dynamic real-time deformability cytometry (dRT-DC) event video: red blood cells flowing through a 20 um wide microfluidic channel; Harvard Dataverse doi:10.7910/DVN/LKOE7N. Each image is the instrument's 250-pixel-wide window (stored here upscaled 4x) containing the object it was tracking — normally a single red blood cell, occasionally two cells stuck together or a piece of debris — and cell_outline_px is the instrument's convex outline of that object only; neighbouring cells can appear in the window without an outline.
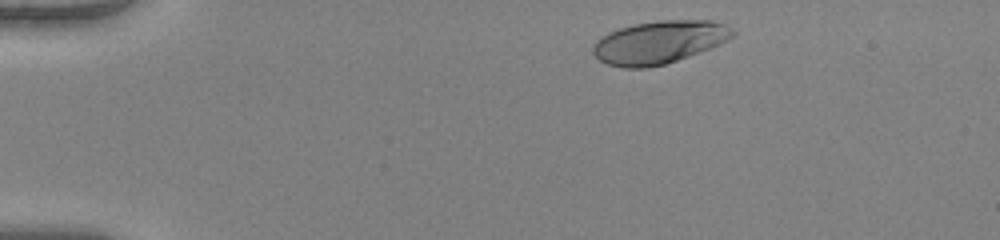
{"species": "human", "species_latin": "Homo sapiens", "temperature_condition": "warm", "stored_images_in_passage": 45, "camera_frame_rate_fps": 3000, "um_per_image_px": 0.085, "donor": {"sex": "female"}, "frame": {"image": 1, "passage_image": 3, "time_ms": 0.667, "image_size_px": [1000, 240], "cell_outline_px": [[736, 32], [728, 40], [712, 48], [664, 64], [648, 68], [624, 68], [608, 64], [600, 60], [592, 52], [592, 48], [596, 40], [608, 32], [632, 24], [660, 20], [712, 20], [724, 24], [732, 28]], "centroid_in_image_um": [56.03, 3.58], "position_along_channel_um": 29.0, "area_um2": 34.97}}
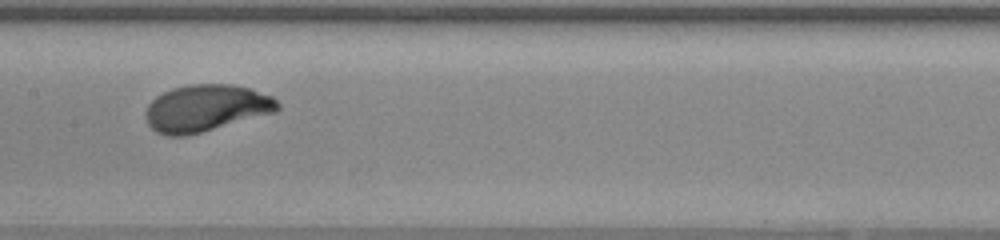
{"frame": {"image": 2, "passage_image": 21, "time_ms": 6.667, "image_size_px": [1000, 240], "cell_outline_px": [[280, 108], [276, 112], [200, 132], [184, 136], [164, 136], [156, 132], [148, 124], [144, 116], [144, 112], [148, 104], [156, 96], [172, 88], [188, 84], [232, 84], [248, 88], [272, 96], [280, 104]], "centroid_in_image_um": [17.48, 9.19], "position_along_channel_um": 189.9, "area_um2": 36.07}}
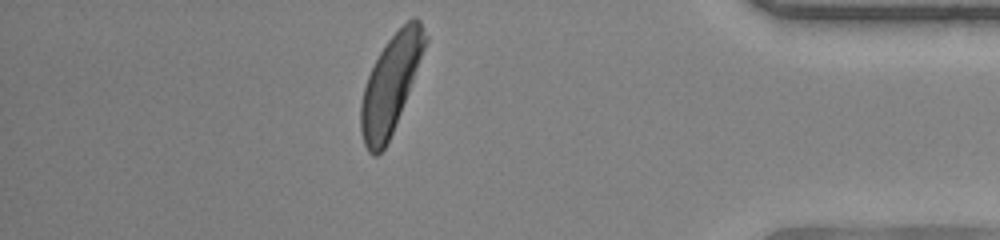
{"frame": {"image": 3, "passage_image": 39, "time_ms": 12.667, "image_size_px": [1000, 240], "cell_outline_px": [[428, 40], [408, 92], [392, 132], [384, 148], [376, 156], [372, 156], [368, 152], [364, 144], [360, 132], [360, 104], [364, 88], [368, 76], [380, 52], [388, 40], [412, 16], [416, 16], [420, 20], [428, 36]], "centroid_in_image_um": [33.19, 7.15], "position_along_channel_um": 402.0, "area_um2": 35.78}, "authors_computed_cell_mechanics": {"area_um2": 35.7204, "velocity_mm_per_s": 4.0597, "shape_relaxation_time_tau1_ms": 2.436, "shape_relaxation_time_tau2_ms": null, "deformation_change_tau1": 0.1851, "deformation_change_tau2": null}}